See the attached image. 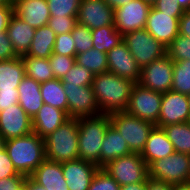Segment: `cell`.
<instances>
[{"label": "cell", "mask_w": 190, "mask_h": 190, "mask_svg": "<svg viewBox=\"0 0 190 190\" xmlns=\"http://www.w3.org/2000/svg\"><path fill=\"white\" fill-rule=\"evenodd\" d=\"M63 176L69 190H88L99 167L82 159L62 162Z\"/></svg>", "instance_id": "ac0fdd59"}, {"label": "cell", "mask_w": 190, "mask_h": 190, "mask_svg": "<svg viewBox=\"0 0 190 190\" xmlns=\"http://www.w3.org/2000/svg\"><path fill=\"white\" fill-rule=\"evenodd\" d=\"M49 63L54 77L61 80L76 62L75 57L53 53L49 57Z\"/></svg>", "instance_id": "74e56055"}, {"label": "cell", "mask_w": 190, "mask_h": 190, "mask_svg": "<svg viewBox=\"0 0 190 190\" xmlns=\"http://www.w3.org/2000/svg\"><path fill=\"white\" fill-rule=\"evenodd\" d=\"M143 1L150 4L151 6L156 2V0H143Z\"/></svg>", "instance_id": "680465c9"}, {"label": "cell", "mask_w": 190, "mask_h": 190, "mask_svg": "<svg viewBox=\"0 0 190 190\" xmlns=\"http://www.w3.org/2000/svg\"><path fill=\"white\" fill-rule=\"evenodd\" d=\"M50 17L77 16L81 0H47Z\"/></svg>", "instance_id": "e575fe53"}, {"label": "cell", "mask_w": 190, "mask_h": 190, "mask_svg": "<svg viewBox=\"0 0 190 190\" xmlns=\"http://www.w3.org/2000/svg\"><path fill=\"white\" fill-rule=\"evenodd\" d=\"M47 25L56 35L68 33L77 25V16L50 17Z\"/></svg>", "instance_id": "60d3db41"}, {"label": "cell", "mask_w": 190, "mask_h": 190, "mask_svg": "<svg viewBox=\"0 0 190 190\" xmlns=\"http://www.w3.org/2000/svg\"><path fill=\"white\" fill-rule=\"evenodd\" d=\"M78 65L85 66L93 75L108 71L107 53L91 48L75 56Z\"/></svg>", "instance_id": "1f68e13d"}, {"label": "cell", "mask_w": 190, "mask_h": 190, "mask_svg": "<svg viewBox=\"0 0 190 190\" xmlns=\"http://www.w3.org/2000/svg\"><path fill=\"white\" fill-rule=\"evenodd\" d=\"M33 132L32 118L17 104L0 112V135L6 141Z\"/></svg>", "instance_id": "9a60e30c"}, {"label": "cell", "mask_w": 190, "mask_h": 190, "mask_svg": "<svg viewBox=\"0 0 190 190\" xmlns=\"http://www.w3.org/2000/svg\"><path fill=\"white\" fill-rule=\"evenodd\" d=\"M111 125L126 140L132 153L141 154L150 132L155 124L137 118L127 112H115L109 115Z\"/></svg>", "instance_id": "5b68a950"}, {"label": "cell", "mask_w": 190, "mask_h": 190, "mask_svg": "<svg viewBox=\"0 0 190 190\" xmlns=\"http://www.w3.org/2000/svg\"><path fill=\"white\" fill-rule=\"evenodd\" d=\"M41 83L25 76L18 86V104L32 118L42 107Z\"/></svg>", "instance_id": "d4e9b609"}, {"label": "cell", "mask_w": 190, "mask_h": 190, "mask_svg": "<svg viewBox=\"0 0 190 190\" xmlns=\"http://www.w3.org/2000/svg\"><path fill=\"white\" fill-rule=\"evenodd\" d=\"M4 143H5V140L0 135V149H2L4 147Z\"/></svg>", "instance_id": "6f0895ef"}, {"label": "cell", "mask_w": 190, "mask_h": 190, "mask_svg": "<svg viewBox=\"0 0 190 190\" xmlns=\"http://www.w3.org/2000/svg\"><path fill=\"white\" fill-rule=\"evenodd\" d=\"M93 76L85 66L75 63L61 80L63 86H90Z\"/></svg>", "instance_id": "836d02e7"}, {"label": "cell", "mask_w": 190, "mask_h": 190, "mask_svg": "<svg viewBox=\"0 0 190 190\" xmlns=\"http://www.w3.org/2000/svg\"><path fill=\"white\" fill-rule=\"evenodd\" d=\"M71 33L74 39L76 55L93 48L91 29L86 26L77 24Z\"/></svg>", "instance_id": "8d00e7d4"}, {"label": "cell", "mask_w": 190, "mask_h": 190, "mask_svg": "<svg viewBox=\"0 0 190 190\" xmlns=\"http://www.w3.org/2000/svg\"><path fill=\"white\" fill-rule=\"evenodd\" d=\"M152 6L161 12L172 14L175 18H180L185 12L178 0H156Z\"/></svg>", "instance_id": "b9f144b4"}, {"label": "cell", "mask_w": 190, "mask_h": 190, "mask_svg": "<svg viewBox=\"0 0 190 190\" xmlns=\"http://www.w3.org/2000/svg\"><path fill=\"white\" fill-rule=\"evenodd\" d=\"M25 77V67L21 57L0 61V89L18 88Z\"/></svg>", "instance_id": "484cf974"}, {"label": "cell", "mask_w": 190, "mask_h": 190, "mask_svg": "<svg viewBox=\"0 0 190 190\" xmlns=\"http://www.w3.org/2000/svg\"><path fill=\"white\" fill-rule=\"evenodd\" d=\"M68 103V117L81 118L101 114L92 85L64 86Z\"/></svg>", "instance_id": "7c38bea8"}, {"label": "cell", "mask_w": 190, "mask_h": 190, "mask_svg": "<svg viewBox=\"0 0 190 190\" xmlns=\"http://www.w3.org/2000/svg\"><path fill=\"white\" fill-rule=\"evenodd\" d=\"M18 190H26V180L25 183Z\"/></svg>", "instance_id": "91938a15"}, {"label": "cell", "mask_w": 190, "mask_h": 190, "mask_svg": "<svg viewBox=\"0 0 190 190\" xmlns=\"http://www.w3.org/2000/svg\"><path fill=\"white\" fill-rule=\"evenodd\" d=\"M173 69L174 61L166 54L141 68L139 83L163 94L172 88Z\"/></svg>", "instance_id": "30bf717a"}, {"label": "cell", "mask_w": 190, "mask_h": 190, "mask_svg": "<svg viewBox=\"0 0 190 190\" xmlns=\"http://www.w3.org/2000/svg\"><path fill=\"white\" fill-rule=\"evenodd\" d=\"M175 152L190 155V122L170 124L163 127Z\"/></svg>", "instance_id": "4dcf8cb0"}, {"label": "cell", "mask_w": 190, "mask_h": 190, "mask_svg": "<svg viewBox=\"0 0 190 190\" xmlns=\"http://www.w3.org/2000/svg\"><path fill=\"white\" fill-rule=\"evenodd\" d=\"M55 39L56 33L48 25L37 28L26 55L35 58H49L53 54Z\"/></svg>", "instance_id": "4316f807"}, {"label": "cell", "mask_w": 190, "mask_h": 190, "mask_svg": "<svg viewBox=\"0 0 190 190\" xmlns=\"http://www.w3.org/2000/svg\"><path fill=\"white\" fill-rule=\"evenodd\" d=\"M13 15V4H0V32L7 31L8 24Z\"/></svg>", "instance_id": "7dc6e473"}, {"label": "cell", "mask_w": 190, "mask_h": 190, "mask_svg": "<svg viewBox=\"0 0 190 190\" xmlns=\"http://www.w3.org/2000/svg\"><path fill=\"white\" fill-rule=\"evenodd\" d=\"M172 91L190 93V60L174 61Z\"/></svg>", "instance_id": "d6a6232c"}, {"label": "cell", "mask_w": 190, "mask_h": 190, "mask_svg": "<svg viewBox=\"0 0 190 190\" xmlns=\"http://www.w3.org/2000/svg\"><path fill=\"white\" fill-rule=\"evenodd\" d=\"M26 190H45V189L41 185L37 184L31 177H27Z\"/></svg>", "instance_id": "816d5d0a"}, {"label": "cell", "mask_w": 190, "mask_h": 190, "mask_svg": "<svg viewBox=\"0 0 190 190\" xmlns=\"http://www.w3.org/2000/svg\"><path fill=\"white\" fill-rule=\"evenodd\" d=\"M14 14L37 29L48 24L50 12L47 0H14Z\"/></svg>", "instance_id": "d6986e66"}, {"label": "cell", "mask_w": 190, "mask_h": 190, "mask_svg": "<svg viewBox=\"0 0 190 190\" xmlns=\"http://www.w3.org/2000/svg\"><path fill=\"white\" fill-rule=\"evenodd\" d=\"M13 176H24L17 172L15 169L5 147L0 149V179L13 177Z\"/></svg>", "instance_id": "7bdbcfd3"}, {"label": "cell", "mask_w": 190, "mask_h": 190, "mask_svg": "<svg viewBox=\"0 0 190 190\" xmlns=\"http://www.w3.org/2000/svg\"><path fill=\"white\" fill-rule=\"evenodd\" d=\"M4 147L17 172L25 177L45 160V140L34 132L8 139Z\"/></svg>", "instance_id": "7a4b0ae2"}, {"label": "cell", "mask_w": 190, "mask_h": 190, "mask_svg": "<svg viewBox=\"0 0 190 190\" xmlns=\"http://www.w3.org/2000/svg\"><path fill=\"white\" fill-rule=\"evenodd\" d=\"M183 122H190L187 96L172 90L163 93L159 119L155 126L163 128Z\"/></svg>", "instance_id": "4fadbf2b"}, {"label": "cell", "mask_w": 190, "mask_h": 190, "mask_svg": "<svg viewBox=\"0 0 190 190\" xmlns=\"http://www.w3.org/2000/svg\"><path fill=\"white\" fill-rule=\"evenodd\" d=\"M148 170L149 178L171 185L189 182L190 155L174 152L170 156L153 161Z\"/></svg>", "instance_id": "8992f818"}, {"label": "cell", "mask_w": 190, "mask_h": 190, "mask_svg": "<svg viewBox=\"0 0 190 190\" xmlns=\"http://www.w3.org/2000/svg\"><path fill=\"white\" fill-rule=\"evenodd\" d=\"M53 53H58L68 57L76 56L74 39L71 32L56 35Z\"/></svg>", "instance_id": "ab89813d"}, {"label": "cell", "mask_w": 190, "mask_h": 190, "mask_svg": "<svg viewBox=\"0 0 190 190\" xmlns=\"http://www.w3.org/2000/svg\"><path fill=\"white\" fill-rule=\"evenodd\" d=\"M130 154H132V152L130 151L126 140L112 125H110L106 130L102 141L100 168L118 157L127 156Z\"/></svg>", "instance_id": "cb8c5ba5"}, {"label": "cell", "mask_w": 190, "mask_h": 190, "mask_svg": "<svg viewBox=\"0 0 190 190\" xmlns=\"http://www.w3.org/2000/svg\"><path fill=\"white\" fill-rule=\"evenodd\" d=\"M171 184L152 178L147 179L146 190H172Z\"/></svg>", "instance_id": "681fc988"}, {"label": "cell", "mask_w": 190, "mask_h": 190, "mask_svg": "<svg viewBox=\"0 0 190 190\" xmlns=\"http://www.w3.org/2000/svg\"><path fill=\"white\" fill-rule=\"evenodd\" d=\"M35 30V28L24 22L15 14L11 17L7 28V35L17 56L21 57L28 53Z\"/></svg>", "instance_id": "603a6c76"}, {"label": "cell", "mask_w": 190, "mask_h": 190, "mask_svg": "<svg viewBox=\"0 0 190 190\" xmlns=\"http://www.w3.org/2000/svg\"><path fill=\"white\" fill-rule=\"evenodd\" d=\"M105 1L109 4L110 7H112L115 10L116 8H119L124 4L131 2L132 0H105Z\"/></svg>", "instance_id": "f5cc1de1"}, {"label": "cell", "mask_w": 190, "mask_h": 190, "mask_svg": "<svg viewBox=\"0 0 190 190\" xmlns=\"http://www.w3.org/2000/svg\"><path fill=\"white\" fill-rule=\"evenodd\" d=\"M108 71L134 83H139L141 67L122 41L107 52Z\"/></svg>", "instance_id": "2e32d148"}, {"label": "cell", "mask_w": 190, "mask_h": 190, "mask_svg": "<svg viewBox=\"0 0 190 190\" xmlns=\"http://www.w3.org/2000/svg\"><path fill=\"white\" fill-rule=\"evenodd\" d=\"M102 169L120 186L145 182L149 178L148 165L138 153L118 157L108 162Z\"/></svg>", "instance_id": "52a82bcc"}, {"label": "cell", "mask_w": 190, "mask_h": 190, "mask_svg": "<svg viewBox=\"0 0 190 190\" xmlns=\"http://www.w3.org/2000/svg\"><path fill=\"white\" fill-rule=\"evenodd\" d=\"M19 92L17 88L13 90L0 89V112L18 103Z\"/></svg>", "instance_id": "f6af8a7d"}, {"label": "cell", "mask_w": 190, "mask_h": 190, "mask_svg": "<svg viewBox=\"0 0 190 190\" xmlns=\"http://www.w3.org/2000/svg\"><path fill=\"white\" fill-rule=\"evenodd\" d=\"M18 57L7 35V31L0 32V61Z\"/></svg>", "instance_id": "ee69618b"}, {"label": "cell", "mask_w": 190, "mask_h": 190, "mask_svg": "<svg viewBox=\"0 0 190 190\" xmlns=\"http://www.w3.org/2000/svg\"><path fill=\"white\" fill-rule=\"evenodd\" d=\"M147 180L145 182H138L134 184H127L120 186V190H146Z\"/></svg>", "instance_id": "f907efd6"}, {"label": "cell", "mask_w": 190, "mask_h": 190, "mask_svg": "<svg viewBox=\"0 0 190 190\" xmlns=\"http://www.w3.org/2000/svg\"><path fill=\"white\" fill-rule=\"evenodd\" d=\"M179 34L190 37V10H185L179 18Z\"/></svg>", "instance_id": "c3c4849f"}, {"label": "cell", "mask_w": 190, "mask_h": 190, "mask_svg": "<svg viewBox=\"0 0 190 190\" xmlns=\"http://www.w3.org/2000/svg\"><path fill=\"white\" fill-rule=\"evenodd\" d=\"M30 177L45 190H69L60 162L45 159Z\"/></svg>", "instance_id": "44dd1931"}, {"label": "cell", "mask_w": 190, "mask_h": 190, "mask_svg": "<svg viewBox=\"0 0 190 190\" xmlns=\"http://www.w3.org/2000/svg\"><path fill=\"white\" fill-rule=\"evenodd\" d=\"M88 190H120V185L105 170L99 168Z\"/></svg>", "instance_id": "f35d334b"}, {"label": "cell", "mask_w": 190, "mask_h": 190, "mask_svg": "<svg viewBox=\"0 0 190 190\" xmlns=\"http://www.w3.org/2000/svg\"><path fill=\"white\" fill-rule=\"evenodd\" d=\"M184 10H190V0H178Z\"/></svg>", "instance_id": "11a10c76"}, {"label": "cell", "mask_w": 190, "mask_h": 190, "mask_svg": "<svg viewBox=\"0 0 190 190\" xmlns=\"http://www.w3.org/2000/svg\"><path fill=\"white\" fill-rule=\"evenodd\" d=\"M175 152L163 128L154 127L149 134L141 156L149 166L153 161L170 156Z\"/></svg>", "instance_id": "7402d4cb"}, {"label": "cell", "mask_w": 190, "mask_h": 190, "mask_svg": "<svg viewBox=\"0 0 190 190\" xmlns=\"http://www.w3.org/2000/svg\"><path fill=\"white\" fill-rule=\"evenodd\" d=\"M151 5L143 0H132L114 10V25L122 35L144 29Z\"/></svg>", "instance_id": "8fae6325"}, {"label": "cell", "mask_w": 190, "mask_h": 190, "mask_svg": "<svg viewBox=\"0 0 190 190\" xmlns=\"http://www.w3.org/2000/svg\"><path fill=\"white\" fill-rule=\"evenodd\" d=\"M40 91L43 103L59 108L68 115L67 97L62 80L55 78L41 83Z\"/></svg>", "instance_id": "83f0119b"}, {"label": "cell", "mask_w": 190, "mask_h": 190, "mask_svg": "<svg viewBox=\"0 0 190 190\" xmlns=\"http://www.w3.org/2000/svg\"><path fill=\"white\" fill-rule=\"evenodd\" d=\"M172 190H190V182L174 184Z\"/></svg>", "instance_id": "db71d44e"}, {"label": "cell", "mask_w": 190, "mask_h": 190, "mask_svg": "<svg viewBox=\"0 0 190 190\" xmlns=\"http://www.w3.org/2000/svg\"><path fill=\"white\" fill-rule=\"evenodd\" d=\"M134 82L109 71L93 76L92 89L102 114L125 112Z\"/></svg>", "instance_id": "6da1fadb"}, {"label": "cell", "mask_w": 190, "mask_h": 190, "mask_svg": "<svg viewBox=\"0 0 190 190\" xmlns=\"http://www.w3.org/2000/svg\"><path fill=\"white\" fill-rule=\"evenodd\" d=\"M27 177L13 176L0 179V190H18L24 183Z\"/></svg>", "instance_id": "bcb514c9"}, {"label": "cell", "mask_w": 190, "mask_h": 190, "mask_svg": "<svg viewBox=\"0 0 190 190\" xmlns=\"http://www.w3.org/2000/svg\"><path fill=\"white\" fill-rule=\"evenodd\" d=\"M167 54L173 61L190 60V37L179 34L167 47Z\"/></svg>", "instance_id": "d590c367"}, {"label": "cell", "mask_w": 190, "mask_h": 190, "mask_svg": "<svg viewBox=\"0 0 190 190\" xmlns=\"http://www.w3.org/2000/svg\"><path fill=\"white\" fill-rule=\"evenodd\" d=\"M14 0H0V4H13Z\"/></svg>", "instance_id": "9f6ffc18"}, {"label": "cell", "mask_w": 190, "mask_h": 190, "mask_svg": "<svg viewBox=\"0 0 190 190\" xmlns=\"http://www.w3.org/2000/svg\"><path fill=\"white\" fill-rule=\"evenodd\" d=\"M179 18L172 17L151 7L145 29L164 46L168 47L179 35Z\"/></svg>", "instance_id": "e0dca14e"}, {"label": "cell", "mask_w": 190, "mask_h": 190, "mask_svg": "<svg viewBox=\"0 0 190 190\" xmlns=\"http://www.w3.org/2000/svg\"><path fill=\"white\" fill-rule=\"evenodd\" d=\"M67 119L69 117L65 111L43 103L39 111L32 117L33 132L45 139Z\"/></svg>", "instance_id": "ffe728a7"}, {"label": "cell", "mask_w": 190, "mask_h": 190, "mask_svg": "<svg viewBox=\"0 0 190 190\" xmlns=\"http://www.w3.org/2000/svg\"><path fill=\"white\" fill-rule=\"evenodd\" d=\"M93 48L107 53L123 41V35L116 30L115 25H108L91 30Z\"/></svg>", "instance_id": "f546056e"}, {"label": "cell", "mask_w": 190, "mask_h": 190, "mask_svg": "<svg viewBox=\"0 0 190 190\" xmlns=\"http://www.w3.org/2000/svg\"><path fill=\"white\" fill-rule=\"evenodd\" d=\"M110 125L109 114L78 118L79 159L94 163L100 168L102 141Z\"/></svg>", "instance_id": "3957f363"}, {"label": "cell", "mask_w": 190, "mask_h": 190, "mask_svg": "<svg viewBox=\"0 0 190 190\" xmlns=\"http://www.w3.org/2000/svg\"><path fill=\"white\" fill-rule=\"evenodd\" d=\"M78 118H69L45 140V159L66 162L79 159Z\"/></svg>", "instance_id": "277c9868"}, {"label": "cell", "mask_w": 190, "mask_h": 190, "mask_svg": "<svg viewBox=\"0 0 190 190\" xmlns=\"http://www.w3.org/2000/svg\"><path fill=\"white\" fill-rule=\"evenodd\" d=\"M21 58L25 67V76L39 83L55 79L49 58H35L29 55H23Z\"/></svg>", "instance_id": "f1b7e54d"}, {"label": "cell", "mask_w": 190, "mask_h": 190, "mask_svg": "<svg viewBox=\"0 0 190 190\" xmlns=\"http://www.w3.org/2000/svg\"><path fill=\"white\" fill-rule=\"evenodd\" d=\"M114 9L105 0H81L77 24L93 30L114 25Z\"/></svg>", "instance_id": "5bb4252c"}, {"label": "cell", "mask_w": 190, "mask_h": 190, "mask_svg": "<svg viewBox=\"0 0 190 190\" xmlns=\"http://www.w3.org/2000/svg\"><path fill=\"white\" fill-rule=\"evenodd\" d=\"M162 93L153 91L140 83H134L125 112L156 124L159 119Z\"/></svg>", "instance_id": "9c48e42d"}, {"label": "cell", "mask_w": 190, "mask_h": 190, "mask_svg": "<svg viewBox=\"0 0 190 190\" xmlns=\"http://www.w3.org/2000/svg\"><path fill=\"white\" fill-rule=\"evenodd\" d=\"M188 99V106H189V111H190V93L186 95Z\"/></svg>", "instance_id": "94428289"}, {"label": "cell", "mask_w": 190, "mask_h": 190, "mask_svg": "<svg viewBox=\"0 0 190 190\" xmlns=\"http://www.w3.org/2000/svg\"><path fill=\"white\" fill-rule=\"evenodd\" d=\"M123 42L141 68L167 54V47L145 28L126 33Z\"/></svg>", "instance_id": "ba28073f"}]
</instances>
